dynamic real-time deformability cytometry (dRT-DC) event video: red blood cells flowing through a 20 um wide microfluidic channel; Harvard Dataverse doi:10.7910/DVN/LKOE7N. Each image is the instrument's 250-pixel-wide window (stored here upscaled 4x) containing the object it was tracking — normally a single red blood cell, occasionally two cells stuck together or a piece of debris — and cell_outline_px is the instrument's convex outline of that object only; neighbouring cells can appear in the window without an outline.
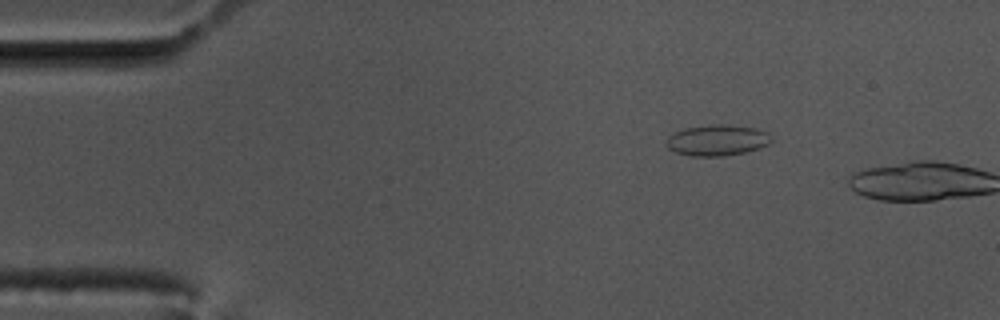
{"species": "common noctule bat (a hibernating species)", "species_latin": "Nyctalus noctula", "temperature_condition": "cold", "stored_images_in_passage": 2, "camera_frame_rate_fps": 3000, "um_per_image_px": 0.085, "animal": {"sex": "male", "body_mass_g": 17.5, "forearm_length_mm": 52.3}, "frame": {"image": 1, "passage_image": 1, "time_ms": 0.0, "image_size_px": [1000, 320], "cell_outline_px": [[772, 140], [768, 144], [744, 152], [724, 156], [692, 156], [676, 152], [668, 148], [668, 136], [684, 128], [712, 124], [724, 124], [756, 128], [768, 132]], "centroid_in_image_um": [60.97, 11.91], "position_along_channel_um": 24.0, "area_um2": 18.73}}